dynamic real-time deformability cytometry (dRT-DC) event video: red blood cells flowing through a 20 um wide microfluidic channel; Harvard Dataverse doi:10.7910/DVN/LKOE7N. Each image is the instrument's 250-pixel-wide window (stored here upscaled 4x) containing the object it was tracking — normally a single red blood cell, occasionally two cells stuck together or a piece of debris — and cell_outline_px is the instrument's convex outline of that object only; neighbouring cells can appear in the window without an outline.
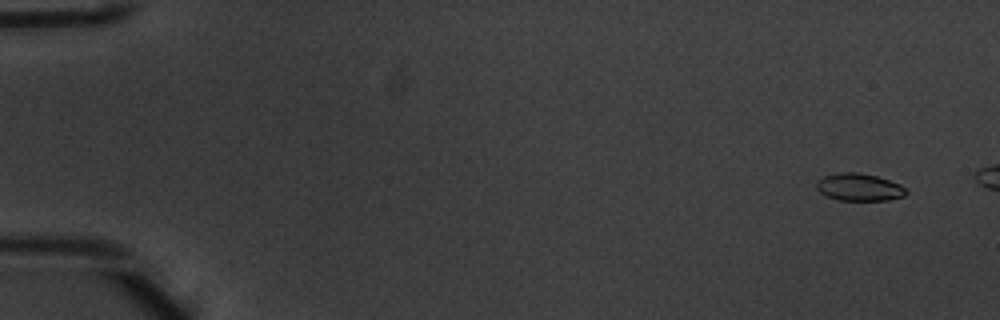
{"species": "common noctule bat (a hibernating species)", "species_latin": "Nyctalus noctula", "temperature_condition": "warm", "stored_images_in_passage": 5, "camera_frame_rate_fps": 3000, "um_per_image_px": 0.085, "animal": {"sex": "male", "body_mass_g": 20.1, "forearm_length_mm": 53.5}, "frame": {"image": 1, "passage_image": 1, "time_ms": 0.0, "image_size_px": [1000, 320], "cell_outline_px": [[908, 192], [904, 196], [888, 200], [840, 200], [828, 196], [820, 192], [816, 188], [816, 180], [824, 176], [840, 172], [856, 172], [876, 176], [900, 184]], "centroid_in_image_um": [73.01, 15.9], "position_along_channel_um": 12.0, "area_um2": 14.22}}